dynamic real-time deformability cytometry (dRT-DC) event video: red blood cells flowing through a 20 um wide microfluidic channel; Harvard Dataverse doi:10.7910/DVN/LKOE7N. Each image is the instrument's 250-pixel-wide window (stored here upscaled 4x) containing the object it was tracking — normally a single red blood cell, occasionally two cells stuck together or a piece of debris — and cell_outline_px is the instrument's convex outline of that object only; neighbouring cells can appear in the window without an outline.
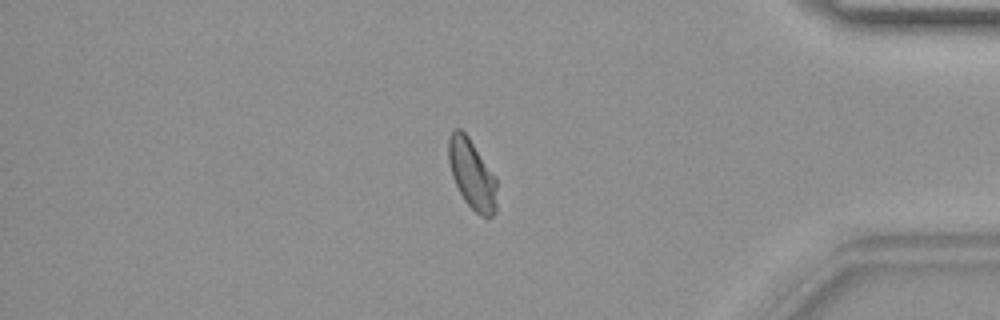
{"species": "common noctule bat (a hibernating species)", "species_latin": "Nyctalus noctula", "temperature_condition": "warm", "stored_images_in_passage": 42, "camera_frame_rate_fps": 3000, "um_per_image_px": 0.085, "animal": {"sex": "female", "body_mass_g": 19.9}, "frame": {"image": 1, "passage_image": 36, "time_ms": 11.667, "image_size_px": [1000, 320], "cell_outline_px": [[496, 212], [492, 216], [480, 216], [464, 200], [452, 176], [448, 160], [448, 136], [456, 128], [460, 128], [468, 136], [496, 176]], "centroid_in_image_um": [40.11, 14.79], "position_along_channel_um": 395.1, "area_um2": 19.59}}